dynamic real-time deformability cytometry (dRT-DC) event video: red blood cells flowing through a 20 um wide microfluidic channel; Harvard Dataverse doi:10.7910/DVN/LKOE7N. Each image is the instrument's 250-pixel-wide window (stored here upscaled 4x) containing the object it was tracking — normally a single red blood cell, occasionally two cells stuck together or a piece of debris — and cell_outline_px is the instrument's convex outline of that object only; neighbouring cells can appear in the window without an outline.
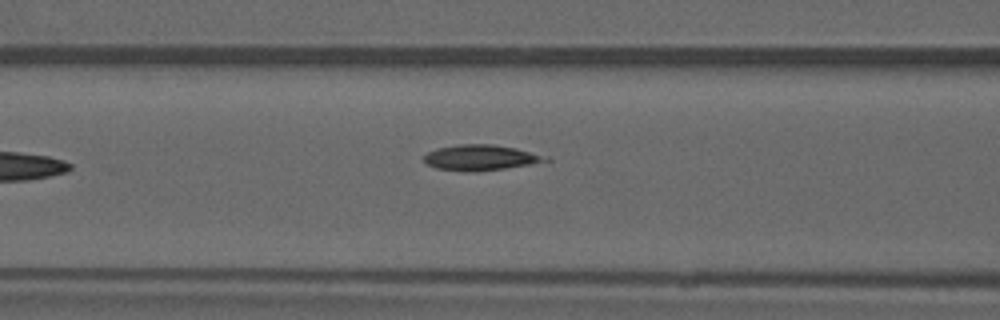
{"species": "common noctule bat (a hibernating species)", "species_latin": "Nyctalus noctula", "temperature_condition": "warm", "stored_images_in_passage": 6, "camera_frame_rate_fps": 3000, "um_per_image_px": 0.085, "animal": {"sex": "male", "forearm_length_mm": 52.5}, "frame": {"image": 1, "passage_image": 6, "time_ms": 6.667, "image_size_px": [1000, 320], "cell_outline_px": [[552, 160], [504, 168], [436, 168], [428, 164], [424, 160], [424, 156], [428, 152], [436, 148], [460, 144], [492, 144], [516, 148], [548, 156]], "centroid_in_image_um": [40.9, 13.32], "position_along_channel_um": 125.7, "area_um2": 16.94}}